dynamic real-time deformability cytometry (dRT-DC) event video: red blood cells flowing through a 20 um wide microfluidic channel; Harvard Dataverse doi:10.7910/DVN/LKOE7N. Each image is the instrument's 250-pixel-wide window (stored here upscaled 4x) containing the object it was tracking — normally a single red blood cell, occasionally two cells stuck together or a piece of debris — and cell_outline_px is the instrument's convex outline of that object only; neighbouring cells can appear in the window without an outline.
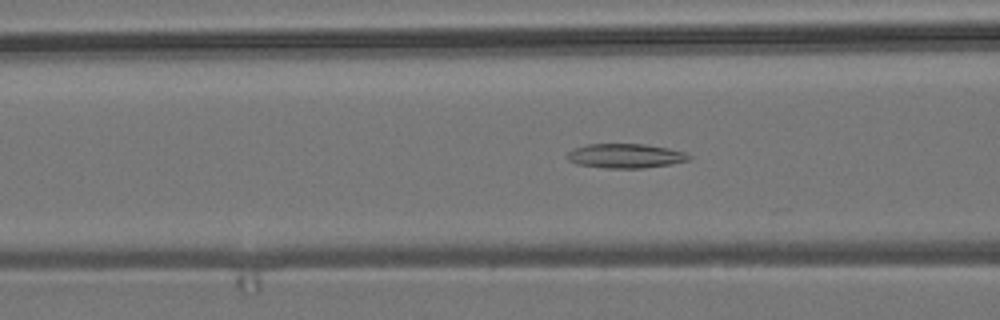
{"species": "common noctule bat (a hibernating species)", "species_latin": "Nyctalus noctula", "temperature_condition": "room temperature", "stored_images_in_passage": 54, "camera_frame_rate_fps": 3000, "um_per_image_px": 0.085, "animal": {"sex": "male", "body_mass_g": 19.2, "forearm_length_mm": 51.8}, "frame": {"image": 1, "passage_image": 21, "time_ms": 6.667, "image_size_px": [1000, 320], "cell_outline_px": [[692, 156], [688, 160], [672, 164], [644, 168], [604, 168], [576, 164], [568, 160], [564, 156], [572, 148], [588, 144], [644, 144], [668, 148], [684, 152]], "centroid_in_image_um": [53.12, 13.25], "position_along_channel_um": 113.5, "area_um2": 17.46}}
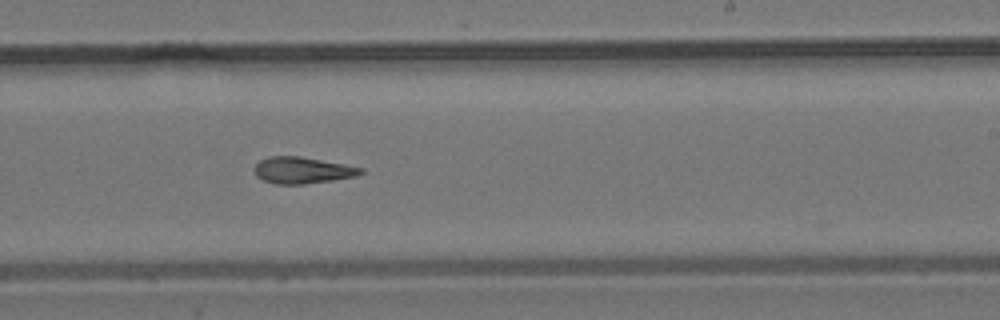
{"frame": {"image": 2, "passage_image": 33, "time_ms": 10.667, "image_size_px": [1000, 320], "cell_outline_px": [[364, 172], [356, 176], [332, 180], [304, 184], [276, 184], [264, 180], [256, 176], [256, 164], [260, 160], [268, 156], [300, 156], [344, 164], [364, 168]], "centroid_in_image_um": [25.72, 14.47], "position_along_channel_um": 263.3, "area_um2": 16.3}}
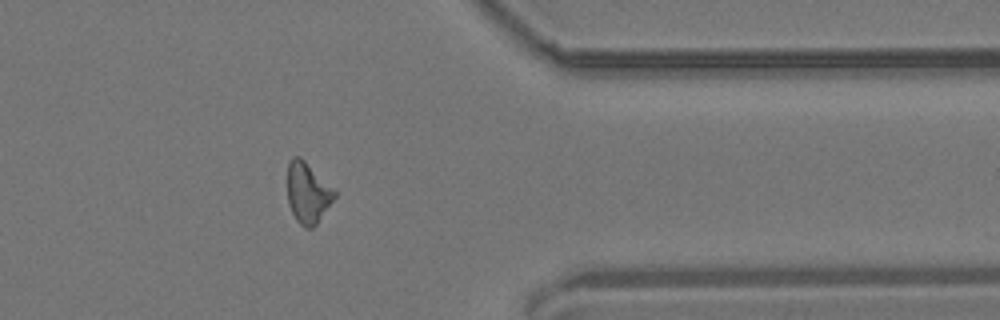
{"frame": {"image": 3, "passage_image": 44, "time_ms": 14.333, "image_size_px": [1000, 320], "cell_outline_px": [[336, 196], [316, 224], [312, 228], [304, 228], [296, 220], [288, 204], [288, 164], [292, 156], [300, 156], [336, 188]], "centroid_in_image_um": [26.18, 16.36], "position_along_channel_um": 385.2, "area_um2": 16.88}, "authors_computed_cell_mechanics": {"area_um2": 17.0799, "velocity_mm_per_s": 3.7428, "shape_relaxation_time_tau1_ms": null, "shape_relaxation_time_tau2_ms": 6.0303, "deformation_change_tau1": null, "deformation_change_tau2": 0.1687}}